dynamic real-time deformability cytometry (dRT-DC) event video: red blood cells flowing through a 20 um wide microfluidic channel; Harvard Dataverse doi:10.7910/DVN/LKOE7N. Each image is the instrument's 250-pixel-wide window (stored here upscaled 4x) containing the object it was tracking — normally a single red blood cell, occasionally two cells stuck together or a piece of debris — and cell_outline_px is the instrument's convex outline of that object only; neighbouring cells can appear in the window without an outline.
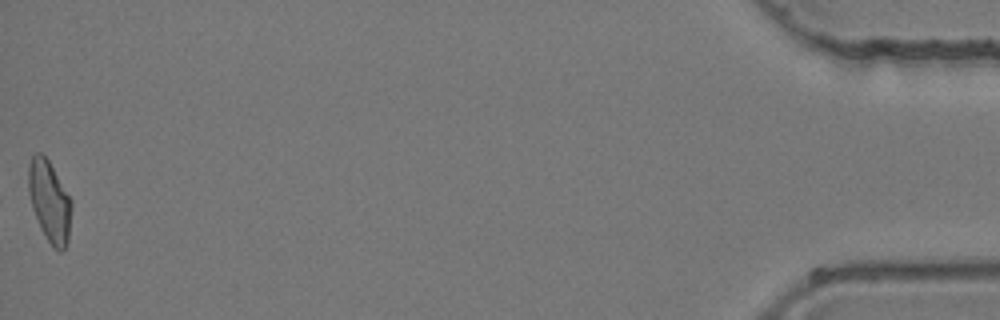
{"species": "common noctule bat (a hibernating species)", "species_latin": "Nyctalus noctula", "temperature_condition": "room temperature", "stored_images_in_passage": 44, "camera_frame_rate_fps": 3000, "um_per_image_px": 0.085, "animal": {"sex": "female", "body_mass_g": 24.6, "forearm_length_mm": 56.2}, "frame": {"image": 1, "passage_image": 44, "time_ms": 14.333, "image_size_px": [1000, 320], "cell_outline_px": [[72, 204], [68, 240], [64, 248], [60, 252], [52, 248], [36, 216], [32, 204], [28, 188], [28, 164], [32, 156], [36, 152], [40, 152], [48, 160], [72, 200]], "centroid_in_image_um": [4.22, 17.09], "position_along_channel_um": 431.0, "area_um2": 20.0}}